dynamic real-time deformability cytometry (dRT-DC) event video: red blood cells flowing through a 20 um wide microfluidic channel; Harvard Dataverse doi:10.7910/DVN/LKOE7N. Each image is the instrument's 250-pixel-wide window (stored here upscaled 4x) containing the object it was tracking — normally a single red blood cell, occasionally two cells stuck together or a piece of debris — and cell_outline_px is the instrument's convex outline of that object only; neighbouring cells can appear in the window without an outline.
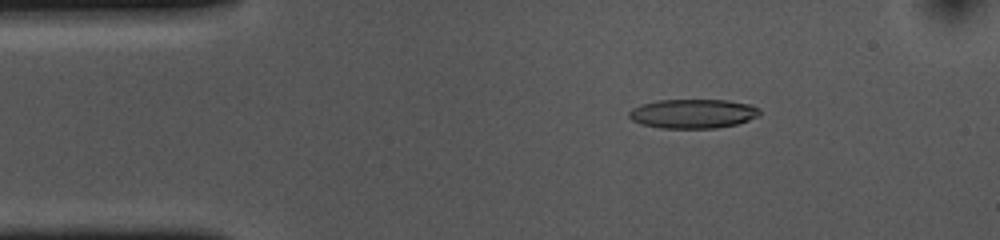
{"species": "common noctule bat (a hibernating species)", "species_latin": "Nyctalus noctula", "temperature_condition": "cold", "stored_images_in_passage": 52, "camera_frame_rate_fps": 3000, "um_per_image_px": 0.085, "animal": {"sex": "female", "body_mass_g": 10.0, "forearm_length_mm": 53.1}, "frame": {"image": 1, "passage_image": 7, "time_ms": 2.0, "image_size_px": [1000, 240], "cell_outline_px": [[760, 116], [736, 124], [716, 128], [660, 128], [640, 124], [632, 120], [628, 116], [628, 112], [632, 108], [640, 104], [656, 100], [728, 100], [752, 104], [760, 108]], "centroid_in_image_um": [58.9, 9.65], "position_along_channel_um": 26.1, "area_um2": 22.54}}
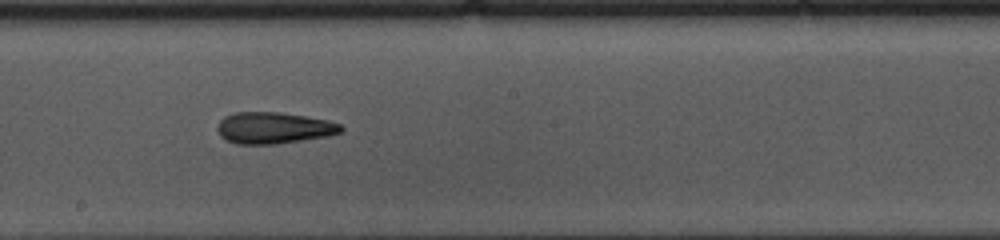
{"frame": {"image": 2, "passage_image": 27, "time_ms": 8.667, "image_size_px": [1000, 240], "cell_outline_px": [[344, 128], [340, 132], [328, 136], [276, 144], [236, 144], [224, 140], [220, 136], [216, 128], [220, 120], [224, 116], [236, 112], [280, 112], [328, 120], [340, 124]], "centroid_in_image_um": [23.23, 10.87], "position_along_channel_um": 225.0, "area_um2": 22.77}}
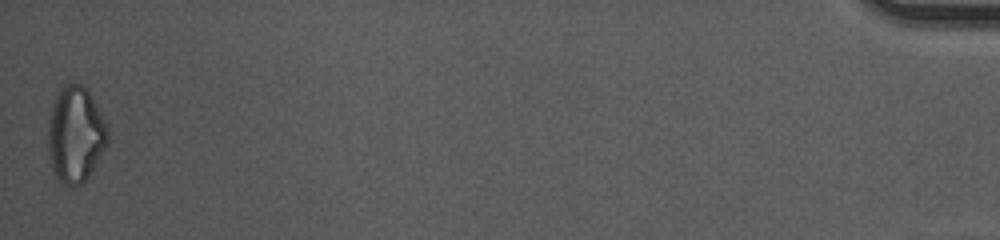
{"frame": {"image": 3, "passage_image": 52, "time_ms": 17.0, "image_size_px": [1000, 240], "cell_outline_px": [[108, 144], [88, 176], [80, 184], [68, 188], [60, 184], [56, 180], [52, 172], [48, 152], [48, 120], [52, 104], [56, 92], [64, 84], [80, 84], [88, 92], [108, 124]], "centroid_in_image_um": [6.38, 11.48], "position_along_channel_um": 428.8, "area_um2": 33.87}, "authors_computed_cell_mechanics": {"area_um2": 22.7443, "velocity_mm_per_s": 3.6552, "shape_relaxation_time_tau1_ms": 6.2004, "shape_relaxation_time_tau2_ms": 6.8073, "deformation_change_tau1": 0.1763, "deformation_change_tau2": 0.1914}}